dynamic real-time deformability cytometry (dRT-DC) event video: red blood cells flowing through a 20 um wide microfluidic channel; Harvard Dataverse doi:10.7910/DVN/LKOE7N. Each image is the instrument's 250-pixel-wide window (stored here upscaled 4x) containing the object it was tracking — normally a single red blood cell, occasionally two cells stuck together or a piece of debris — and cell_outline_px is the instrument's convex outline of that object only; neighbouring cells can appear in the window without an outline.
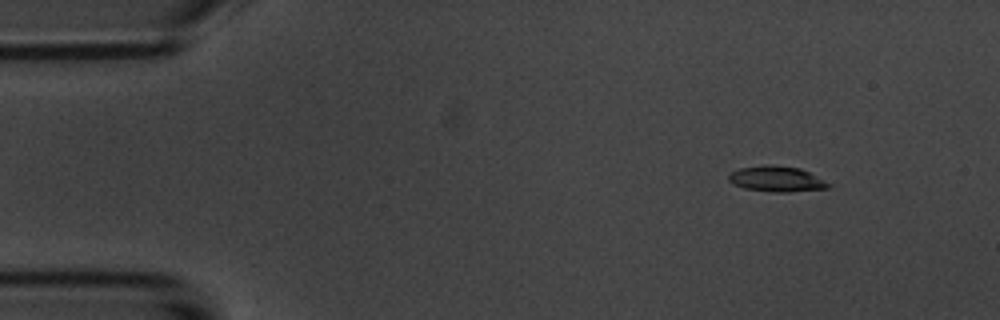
{"species": "common noctule bat (a hibernating species)", "species_latin": "Nyctalus noctula", "temperature_condition": "room temperature", "stored_images_in_passage": 6, "segment_of_instrument_passage": [1, 2], "camera_frame_rate_fps": 3000, "um_per_image_px": 0.085, "animal": {"sex": "male", "body_mass_g": 20.1, "forearm_length_mm": 53.5}, "frame": {"image": 1, "passage_image": 2, "time_ms": 1.333, "image_size_px": [1000, 320], "cell_outline_px": [[832, 188], [788, 192], [772, 192], [744, 188], [732, 184], [728, 180], [728, 176], [732, 172], [740, 168], [764, 164], [772, 164], [800, 168], [832, 184]], "centroid_in_image_um": [66.02, 15.21], "position_along_channel_um": 19.0, "area_um2": 15.03}}